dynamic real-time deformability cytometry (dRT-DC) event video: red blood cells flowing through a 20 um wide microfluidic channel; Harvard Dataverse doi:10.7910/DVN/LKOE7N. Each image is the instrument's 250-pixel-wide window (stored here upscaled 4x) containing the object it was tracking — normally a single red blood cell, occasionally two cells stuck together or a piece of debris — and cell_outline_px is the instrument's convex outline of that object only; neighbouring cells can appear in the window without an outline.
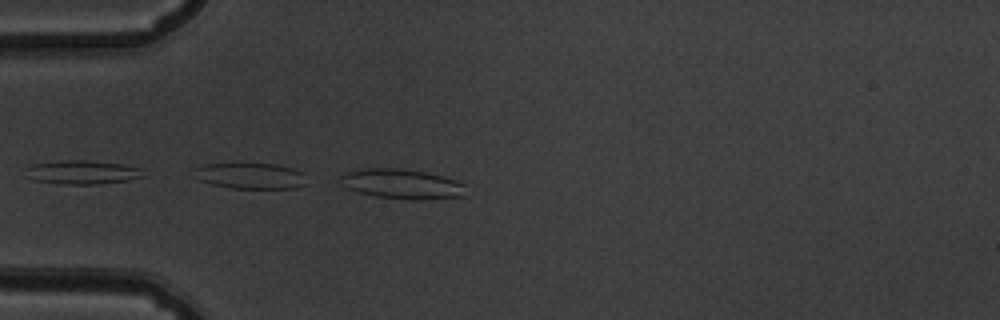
{"species": "common noctule bat (a hibernating species)", "species_latin": "Nyctalus noctula", "temperature_condition": "warm", "stored_images_in_passage": 13, "camera_frame_rate_fps": 3000, "um_per_image_px": 0.085, "animal": {"sex": "male", "body_mass_g": 19.5, "forearm_length_mm": 54.6}, "frame": {"image": 1, "passage_image": 13, "time_ms": 4.0, "image_size_px": [1000, 320], "cell_outline_px": [[468, 196], [376, 196], [360, 192], [348, 188], [340, 176], [344, 172], [360, 168], [400, 168], [424, 172], [456, 180], [464, 184]], "centroid_in_image_um": [34.12, 15.56], "position_along_channel_um": 50.9, "area_um2": 20.29}}